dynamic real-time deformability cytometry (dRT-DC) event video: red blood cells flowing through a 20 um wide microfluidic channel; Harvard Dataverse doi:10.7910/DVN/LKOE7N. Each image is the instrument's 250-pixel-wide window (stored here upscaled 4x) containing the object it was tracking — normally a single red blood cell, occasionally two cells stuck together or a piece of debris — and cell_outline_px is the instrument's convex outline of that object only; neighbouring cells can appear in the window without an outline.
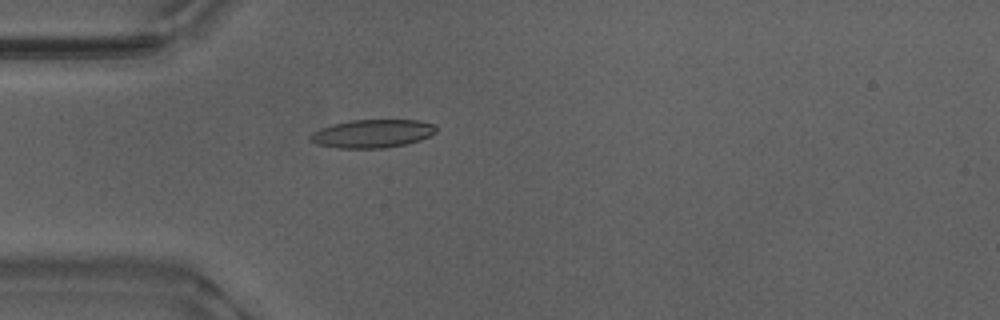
{"species": "Egyptian fruit bat (a non-hibernating species)", "species_latin": "Rousettus aegyptiacus", "temperature_condition": "warm", "stored_images_in_passage": 54, "camera_frame_rate_fps": 3000, "um_per_image_px": 0.085, "animal": {"sex": "male"}, "frame": {"image": 1, "passage_image": 16, "time_ms": 5.0, "image_size_px": [1000, 320], "cell_outline_px": [[436, 132], [420, 140], [404, 144], [384, 148], [336, 148], [316, 144], [308, 140], [308, 136], [312, 132], [320, 128], [332, 124], [352, 120], [416, 120], [436, 124]], "centroid_in_image_um": [31.6, 11.36], "position_along_channel_um": 53.4, "area_um2": 20.81}}
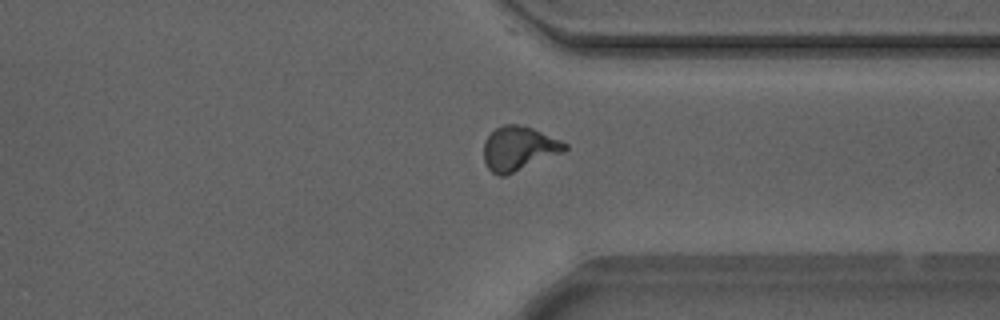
{"frame": {"image": 2, "passage_image": 41, "time_ms": 13.333, "image_size_px": [1000, 320], "cell_outline_px": [[568, 148], [564, 152], [504, 176], [500, 176], [492, 172], [488, 168], [484, 160], [484, 140], [496, 128], [504, 124], [520, 124], [532, 128], [560, 140], [568, 144]], "centroid_in_image_um": [44.09, 12.61], "position_along_channel_um": 367.3, "area_um2": 20.75}}
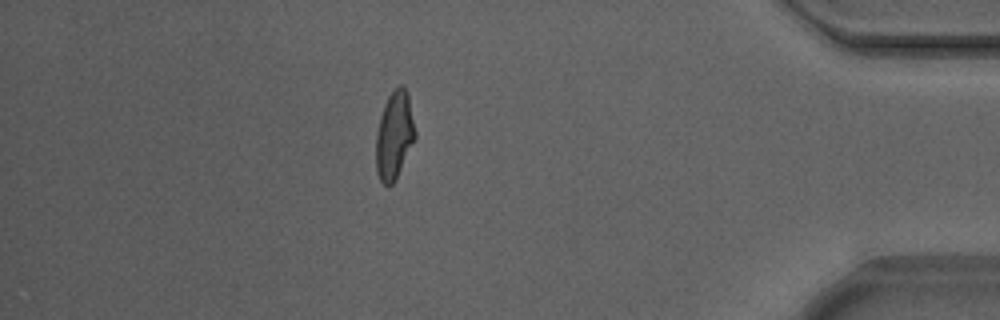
{"frame": {"image": 3, "passage_image": 47, "time_ms": 15.333, "image_size_px": [1000, 320], "cell_outline_px": [[416, 136], [392, 184], [388, 188], [380, 180], [376, 172], [376, 136], [380, 116], [384, 104], [388, 96], [400, 84], [408, 92], [416, 132]], "centroid_in_image_um": [33.51, 11.48], "position_along_channel_um": 401.7, "area_um2": 19.77}, "authors_computed_cell_mechanics": {"area_um2": 19.9988, "velocity_mm_per_s": 3.8712, "shape_relaxation_time_tau1_ms": 4.8416, "shape_relaxation_time_tau2_ms": 1.4705, "deformation_change_tau1": 0.188, "deformation_change_tau2": 0.0847}}